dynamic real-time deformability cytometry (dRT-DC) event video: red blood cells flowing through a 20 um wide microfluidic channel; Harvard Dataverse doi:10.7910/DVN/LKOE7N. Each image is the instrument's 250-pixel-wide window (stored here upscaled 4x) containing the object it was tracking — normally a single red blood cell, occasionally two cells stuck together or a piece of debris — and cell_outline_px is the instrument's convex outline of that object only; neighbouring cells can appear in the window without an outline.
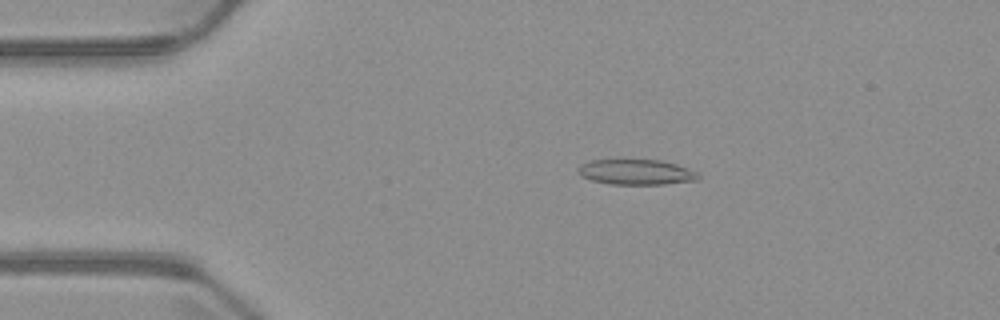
{"species": "common noctule bat (a hibernating species)", "species_latin": "Nyctalus noctula", "temperature_condition": "warm", "stored_images_in_passage": 5, "camera_frame_rate_fps": 3000, "um_per_image_px": 0.085, "animal": {"sex": "male", "body_mass_g": 23.1, "forearm_length_mm": 52.7}, "frame": {"image": 1, "passage_image": 2, "time_ms": 1.0, "image_size_px": [1000, 320], "cell_outline_px": [[700, 180], [664, 184], [612, 184], [592, 180], [584, 176], [580, 172], [580, 164], [592, 160], [660, 160], [676, 164], [688, 168], [696, 172], [700, 176]], "centroid_in_image_um": [54.15, 14.63], "position_along_channel_um": 30.8, "area_um2": 17.46}}
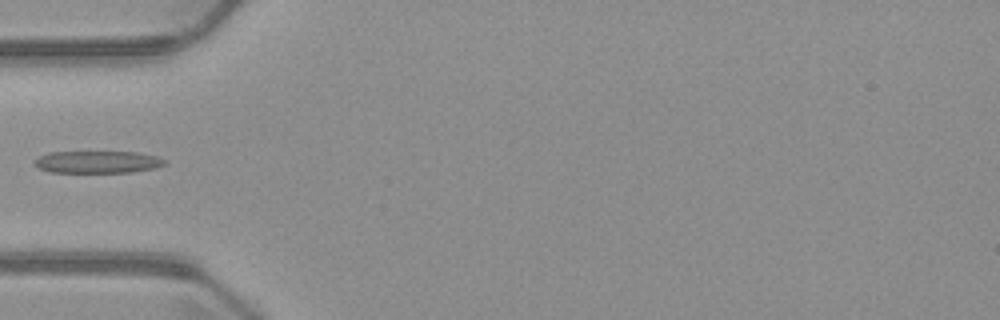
{"frame": {"image": 2, "passage_image": 4, "time_ms": 3.333, "image_size_px": [1000, 320], "cell_outline_px": [[168, 164], [156, 168], [132, 172], [48, 172], [36, 168], [32, 164], [40, 156], [48, 152], [136, 152], [160, 156], [168, 160]], "centroid_in_image_um": [8.35, 13.77], "position_along_channel_um": 76.7, "area_um2": 17.17}}
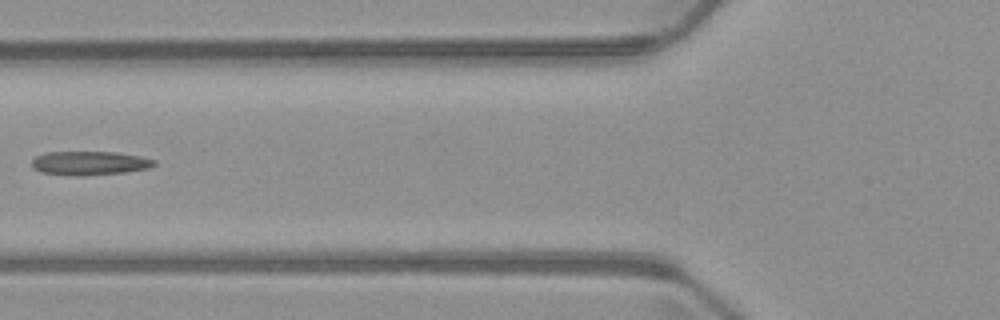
{"frame": {"image": 3, "passage_image": 5, "time_ms": 4.333, "image_size_px": [1000, 320], "cell_outline_px": [[156, 164], [148, 168], [124, 172], [84, 176], [72, 176], [40, 172], [32, 168], [32, 160], [36, 156], [48, 152], [116, 152], [140, 156], [156, 160]], "centroid_in_image_um": [7.59, 13.87], "position_along_channel_um": 118.2, "area_um2": 17.11}}